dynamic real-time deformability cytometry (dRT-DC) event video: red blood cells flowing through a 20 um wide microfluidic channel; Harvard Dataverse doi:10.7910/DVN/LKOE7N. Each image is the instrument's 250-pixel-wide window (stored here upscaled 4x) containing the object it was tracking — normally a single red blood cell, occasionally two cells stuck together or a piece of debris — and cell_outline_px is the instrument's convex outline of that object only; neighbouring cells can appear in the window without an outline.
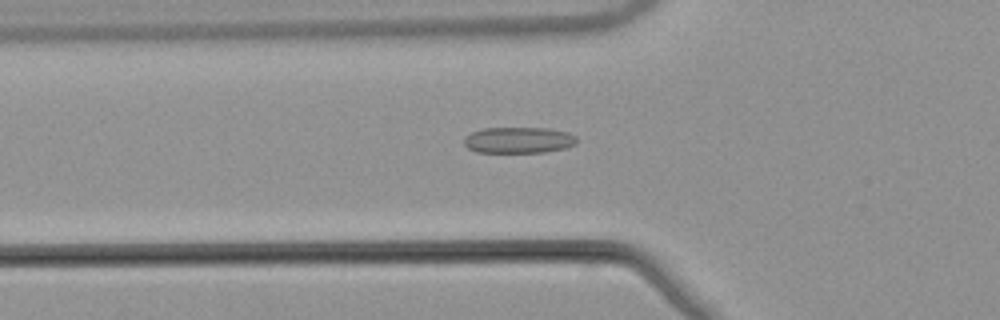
{"species": "common noctule bat (a hibernating species)", "species_latin": "Nyctalus noctula", "temperature_condition": "warm", "stored_images_in_passage": 44, "camera_frame_rate_fps": 3000, "um_per_image_px": 0.085, "animal": {"sex": "male", "body_mass_g": 21.5, "forearm_length_mm": 52.0}, "frame": {"image": 1, "passage_image": 10, "time_ms": 3.0, "image_size_px": [1000, 320], "cell_outline_px": [[576, 144], [564, 148], [544, 152], [476, 152], [468, 148], [464, 144], [464, 136], [472, 132], [484, 128], [548, 128], [568, 132], [576, 136]], "centroid_in_image_um": [44.07, 11.9], "position_along_channel_um": 81.7, "area_um2": 17.17}}
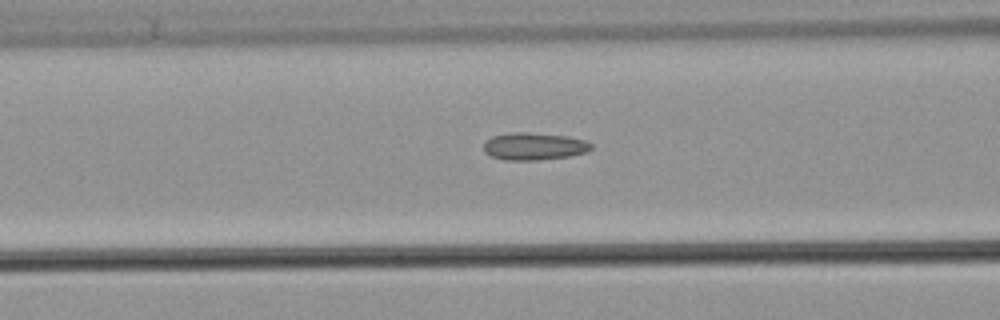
{"frame": {"image": 2, "passage_image": 13, "time_ms": 4.0, "image_size_px": [1000, 320], "cell_outline_px": [[592, 148], [588, 152], [568, 156], [536, 160], [504, 160], [492, 156], [484, 152], [484, 144], [492, 136], [512, 132], [524, 132], [568, 136], [584, 140], [592, 144]], "centroid_in_image_um": [45.4, 12.44], "position_along_channel_um": 121.2, "area_um2": 17.05}}
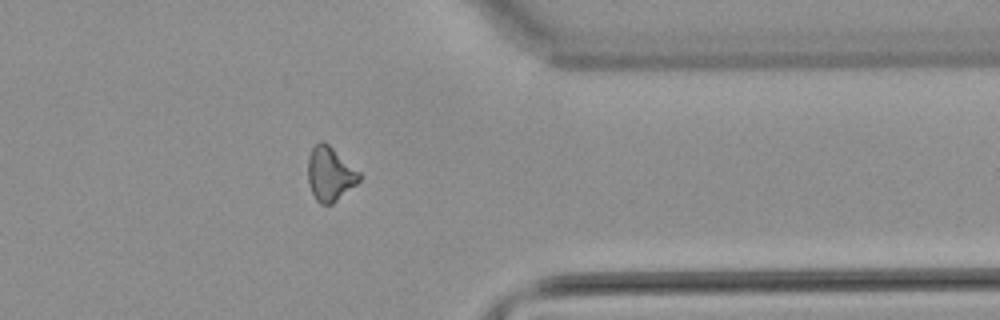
{"frame": {"image": 3, "passage_image": 34, "time_ms": 11.0, "image_size_px": [1000, 320], "cell_outline_px": [[360, 180], [356, 184], [332, 204], [320, 204], [316, 200], [308, 184], [308, 160], [312, 148], [320, 140], [324, 140], [360, 172]], "centroid_in_image_um": [28.04, 14.77], "position_along_channel_um": 383.4, "area_um2": 16.13}, "authors_computed_cell_mechanics": {"area_um2": 16.0684, "velocity_mm_per_s": 3.8866, "shape_relaxation_time_tau1_ms": null, "shape_relaxation_time_tau2_ms": 3.3527, "deformation_change_tau1": null, "deformation_change_tau2": 0.1156}}